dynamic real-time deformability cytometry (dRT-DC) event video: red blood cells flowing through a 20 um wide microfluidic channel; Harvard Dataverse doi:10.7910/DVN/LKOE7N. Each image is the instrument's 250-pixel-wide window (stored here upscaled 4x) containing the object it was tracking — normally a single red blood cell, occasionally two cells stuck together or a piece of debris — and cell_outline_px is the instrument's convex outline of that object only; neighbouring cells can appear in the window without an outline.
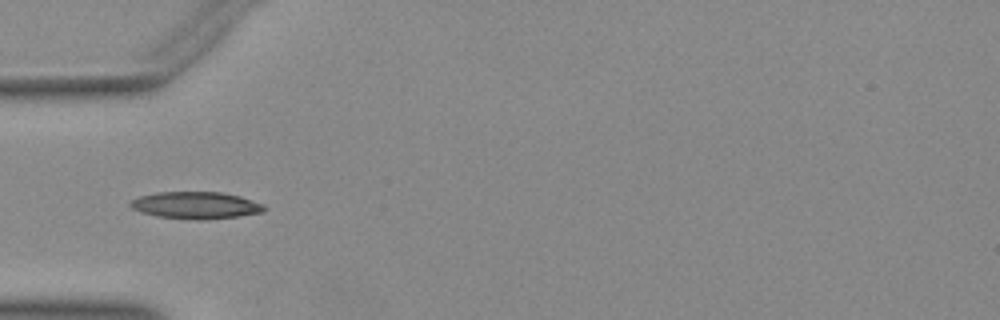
{"species": "Egyptian fruit bat (a non-hibernating species)", "species_latin": "Rousettus aegyptiacus", "temperature_condition": "warm", "stored_images_in_passage": 36, "camera_frame_rate_fps": 3000, "um_per_image_px": 0.085, "animal": {"sex": "female"}, "frame": {"image": 1, "passage_image": 1, "time_ms": 0.0, "image_size_px": [1000, 320], "cell_outline_px": [[268, 208], [264, 212], [236, 216], [200, 220], [196, 220], [156, 216], [140, 212], [132, 208], [128, 204], [132, 200], [140, 196], [156, 192], [220, 192], [240, 196], [264, 204]], "centroid_in_image_um": [16.65, 17.45], "position_along_channel_um": 68.4, "area_um2": 21.1}}
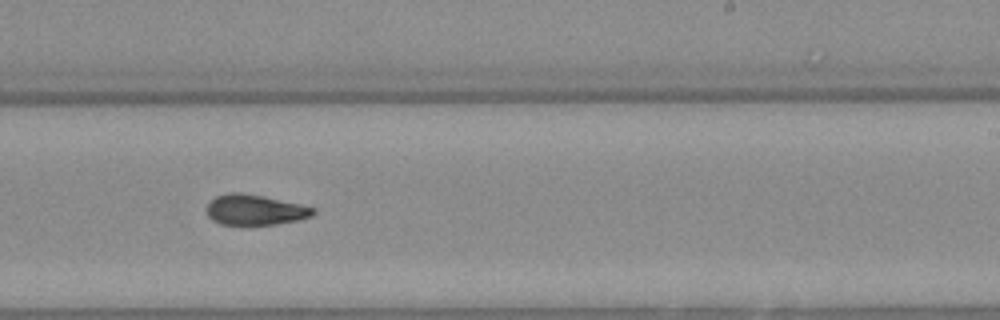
{"frame": {"image": 2, "passage_image": 16, "time_ms": 5.0, "image_size_px": [1000, 320], "cell_outline_px": [[316, 212], [312, 216], [300, 220], [276, 224], [220, 224], [212, 220], [208, 216], [208, 204], [216, 196], [228, 192], [240, 192], [300, 204], [316, 208]], "centroid_in_image_um": [21.7, 17.84], "position_along_channel_um": 267.3, "area_um2": 18.67}}
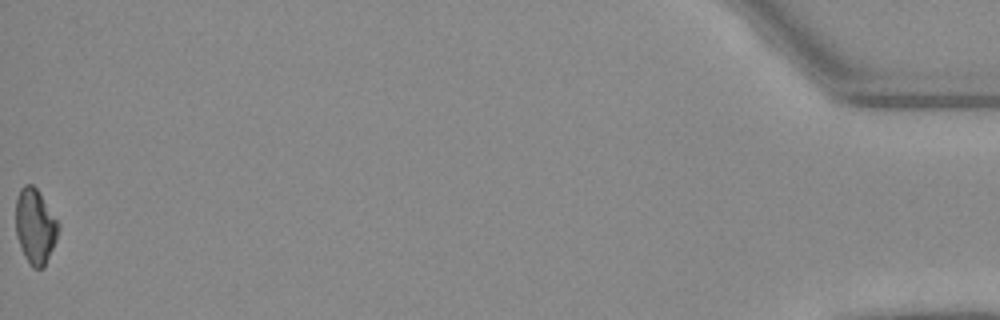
{"frame": {"image": 3, "passage_image": 36, "time_ms": 11.667, "image_size_px": [1000, 320], "cell_outline_px": [[60, 228], [56, 240], [44, 268], [32, 268], [28, 264], [20, 248], [16, 236], [16, 200], [20, 188], [24, 184], [32, 184], [36, 188], [60, 224]], "centroid_in_image_um": [2.98, 19.26], "position_along_channel_um": 432.2, "area_um2": 18.79}}